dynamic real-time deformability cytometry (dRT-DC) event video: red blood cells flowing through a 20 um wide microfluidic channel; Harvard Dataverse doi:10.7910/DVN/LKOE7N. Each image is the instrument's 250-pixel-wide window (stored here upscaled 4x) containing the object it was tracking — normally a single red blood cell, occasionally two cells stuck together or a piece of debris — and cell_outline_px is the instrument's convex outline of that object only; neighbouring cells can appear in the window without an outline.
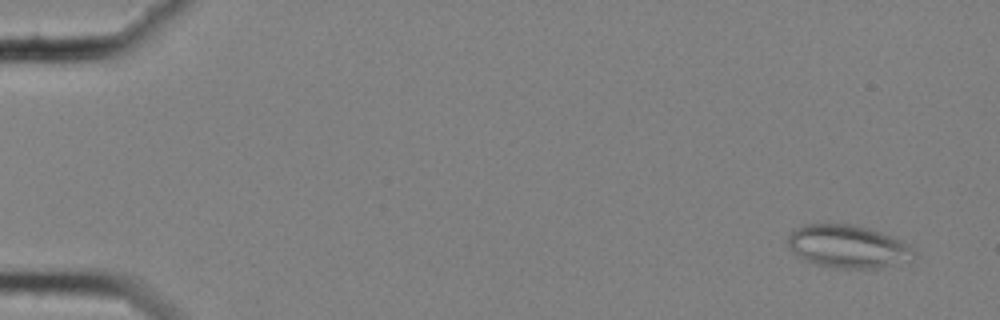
{"species": "common noctule bat (a hibernating species)", "species_latin": "Nyctalus noctula", "temperature_condition": "cold", "stored_images_in_passage": 59, "camera_frame_rate_fps": 3000, "um_per_image_px": 0.085, "animal": {"sex": "female", "body_mass_g": 25.1}, "frame": {"image": 1, "passage_image": 4, "time_ms": 1.0, "image_size_px": [1000, 320], "cell_outline_px": [[916, 256], [880, 268], [836, 268], [820, 264], [796, 256], [792, 252], [788, 244], [788, 236], [792, 228], [804, 224], [852, 224], [872, 228], [900, 240], [912, 248], [916, 252]], "centroid_in_image_um": [72.02, 20.92], "position_along_channel_um": 13.0, "area_um2": 31.33}}
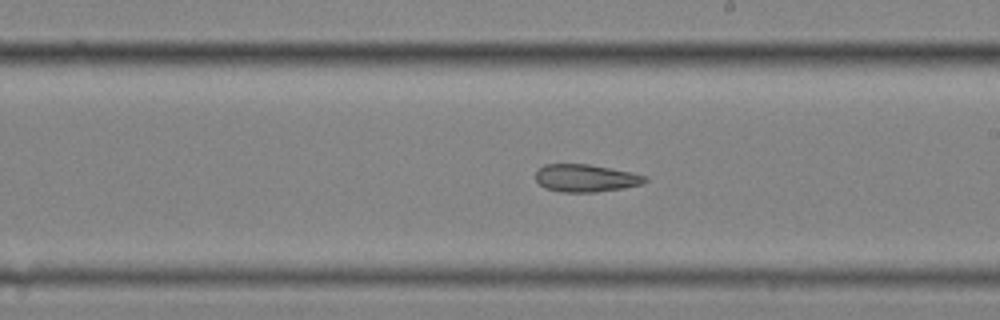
{"frame": {"image": 2, "passage_image": 35, "time_ms": 11.333, "image_size_px": [1000, 320], "cell_outline_px": [[648, 180], [640, 184], [624, 188], [596, 192], [560, 192], [544, 188], [536, 180], [536, 172], [544, 164], [588, 164], [632, 172], [648, 176]], "centroid_in_image_um": [49.79, 15.14], "position_along_channel_um": 239.2, "area_um2": 17.63}}
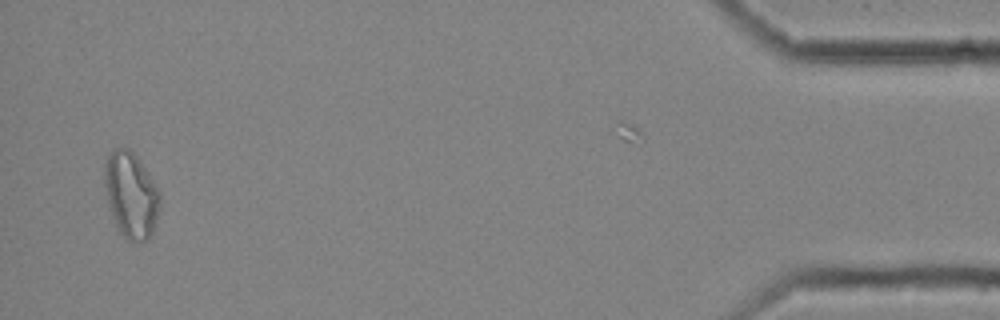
{"frame": {"image": 3, "passage_image": 57, "time_ms": 18.667, "image_size_px": [1000, 320], "cell_outline_px": [[160, 208], [152, 236], [148, 240], [128, 240], [120, 232], [112, 216], [108, 204], [104, 184], [104, 164], [112, 148], [132, 148], [160, 188]], "centroid_in_image_um": [11.16, 16.52], "position_along_channel_um": 424.0, "area_um2": 28.26}, "authors_computed_cell_mechanics": {"area_um2": 22.253, "velocity_mm_per_s": 3.5357, "shape_relaxation_time_tau1_ms": null, "shape_relaxation_time_tau2_ms": 3.5488, "deformation_change_tau1": null, "deformation_change_tau2": 0.0978}}